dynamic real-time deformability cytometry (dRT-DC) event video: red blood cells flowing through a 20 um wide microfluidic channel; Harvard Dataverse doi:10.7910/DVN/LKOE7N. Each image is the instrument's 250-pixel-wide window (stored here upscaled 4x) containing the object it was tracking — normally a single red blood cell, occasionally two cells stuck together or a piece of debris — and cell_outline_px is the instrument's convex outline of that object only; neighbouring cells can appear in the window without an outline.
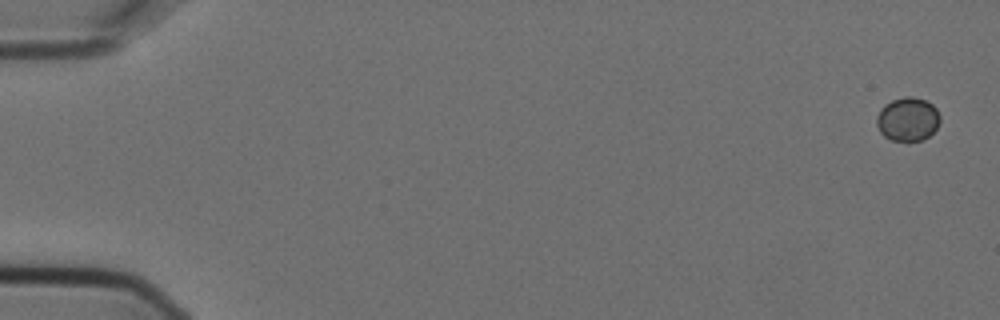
{"species": "Egyptian fruit bat (a non-hibernating species)", "species_latin": "Rousettus aegyptiacus", "temperature_condition": "cold", "stored_images_in_passage": 5, "camera_frame_rate_fps": 3000, "um_per_image_px": 0.085, "animal": {"sex": "female"}, "frame": {"image": 1, "passage_image": 1, "time_ms": 0.0, "image_size_px": [1000, 320], "cell_outline_px": [[940, 120], [936, 128], [928, 136], [920, 140], [908, 144], [892, 140], [884, 136], [880, 132], [876, 124], [876, 116], [880, 108], [884, 104], [892, 100], [904, 96], [912, 96], [924, 100], [932, 104], [936, 108], [940, 116]], "centroid_in_image_um": [77.13, 10.15], "position_along_channel_um": 7.9, "area_um2": 16.53}}
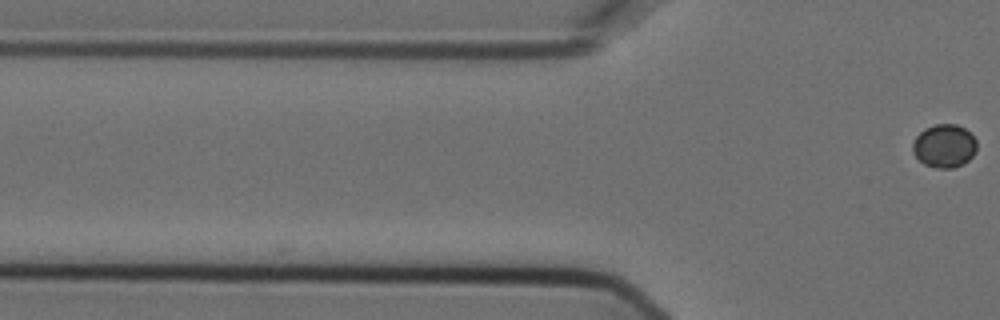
{"frame": {"image": 2, "passage_image": 5, "time_ms": 1.333, "image_size_px": [1000, 320], "cell_outline_px": [[976, 152], [964, 164], [952, 168], [936, 168], [924, 164], [912, 152], [912, 144], [916, 136], [924, 128], [936, 124], [956, 124], [964, 128], [976, 140]], "centroid_in_image_um": [80.25, 12.41], "position_along_channel_um": 45.5, "area_um2": 16.18}}